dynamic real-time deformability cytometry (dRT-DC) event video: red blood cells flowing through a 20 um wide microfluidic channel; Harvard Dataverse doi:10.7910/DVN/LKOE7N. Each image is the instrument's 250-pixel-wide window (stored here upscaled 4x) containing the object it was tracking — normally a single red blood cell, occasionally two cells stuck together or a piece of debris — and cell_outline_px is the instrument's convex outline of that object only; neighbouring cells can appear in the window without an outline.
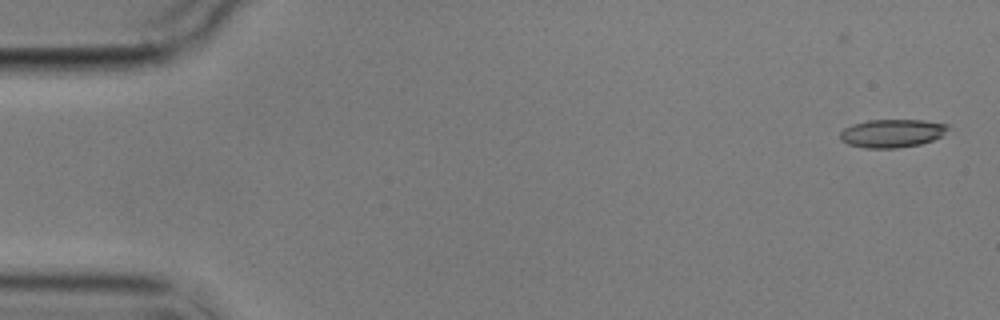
{"species": "common noctule bat (a hibernating species)", "species_latin": "Nyctalus noctula", "temperature_condition": "cold", "stored_images_in_passage": 8, "camera_frame_rate_fps": 3000, "um_per_image_px": 0.085, "animal": {"sex": "male", "body_mass_g": 17.9}, "frame": {"image": 1, "passage_image": 2, "time_ms": 1.333, "image_size_px": [1000, 320], "cell_outline_px": [[948, 128], [940, 136], [932, 140], [920, 144], [896, 148], [864, 148], [848, 144], [840, 140], [840, 132], [844, 128], [852, 124], [868, 120], [920, 120], [948, 124]], "centroid_in_image_um": [75.77, 11.33], "position_along_channel_um": 9.2, "area_um2": 17.63}}
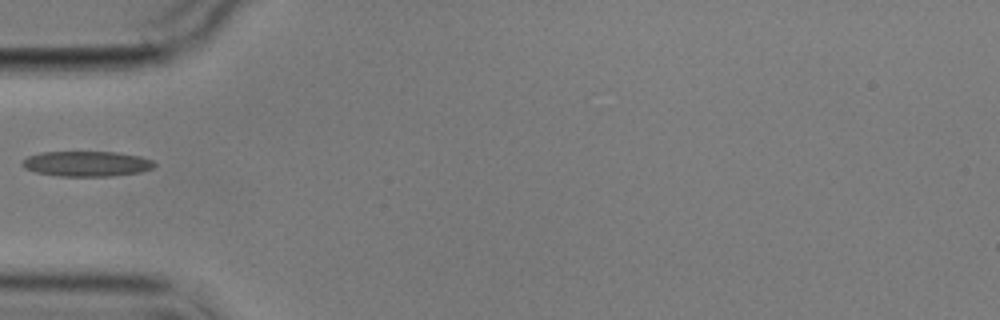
{"frame": {"image": 2, "passage_image": 7, "time_ms": 7.0, "image_size_px": [1000, 320], "cell_outline_px": [[156, 164], [152, 168], [140, 172], [112, 176], [60, 176], [36, 172], [24, 168], [20, 164], [20, 160], [28, 156], [40, 152], [116, 152], [140, 156], [152, 160]], "centroid_in_image_um": [7.33, 13.91], "position_along_channel_um": 77.7, "area_um2": 19.54}}
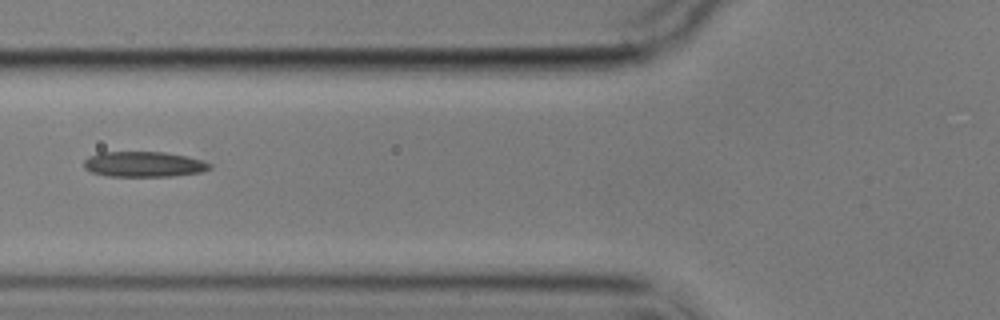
{"frame": {"image": 3, "passage_image": 8, "time_ms": 8.0, "image_size_px": [1000, 320], "cell_outline_px": [[212, 168], [204, 172], [172, 176], [108, 176], [92, 172], [84, 168], [84, 160], [88, 156], [100, 152], [164, 152], [188, 156], [204, 160], [212, 164]], "centroid_in_image_um": [12.27, 13.96], "position_along_channel_um": 113.5, "area_um2": 18.84}}